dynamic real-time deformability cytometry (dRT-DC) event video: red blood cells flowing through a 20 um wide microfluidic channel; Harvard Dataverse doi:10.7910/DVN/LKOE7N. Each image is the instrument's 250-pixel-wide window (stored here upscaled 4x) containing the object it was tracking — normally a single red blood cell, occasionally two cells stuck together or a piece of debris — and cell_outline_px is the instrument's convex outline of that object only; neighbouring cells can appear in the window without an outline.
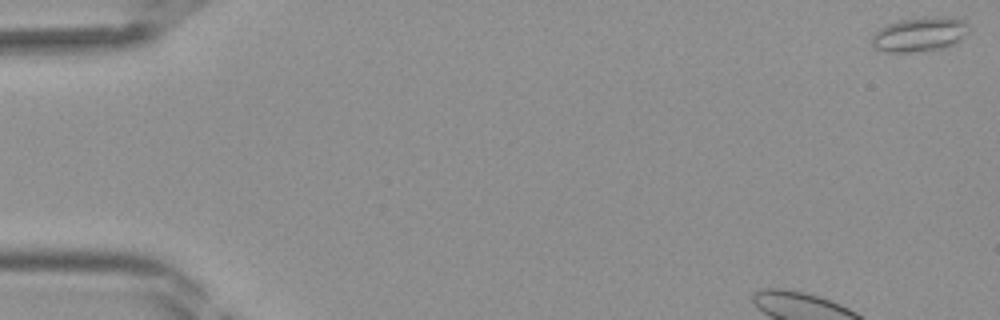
{"species": "Egyptian fruit bat (a non-hibernating species)", "species_latin": "Rousettus aegyptiacus", "temperature_condition": "room temperature", "stored_images_in_passage": 41, "camera_frame_rate_fps": 3000, "um_per_image_px": 0.085, "frame": {"image": 1, "passage_image": 1, "time_ms": 0.0, "image_size_px": [1000, 320], "cell_outline_px": [[968, 24], [960, 36], [952, 44], [940, 48], [912, 52], [884, 52], [872, 48], [872, 36], [884, 24], [900, 20], [936, 16], [948, 16], [964, 20]], "centroid_in_image_um": [78.05, 2.91], "position_along_channel_um": 6.9, "area_um2": 19.07}}
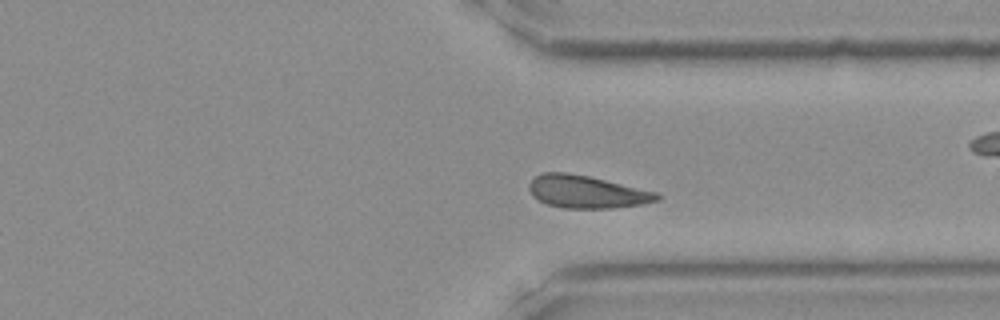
{"frame": {"image": 2, "passage_image": 30, "time_ms": 9.667, "image_size_px": [1000, 320], "cell_outline_px": [[664, 196], [660, 200], [644, 204], [612, 208], [564, 208], [548, 204], [532, 196], [528, 188], [528, 184], [540, 172], [568, 172], [588, 176], [656, 192]], "centroid_in_image_um": [49.88, 16.3], "position_along_channel_um": 361.5, "area_um2": 24.33}}
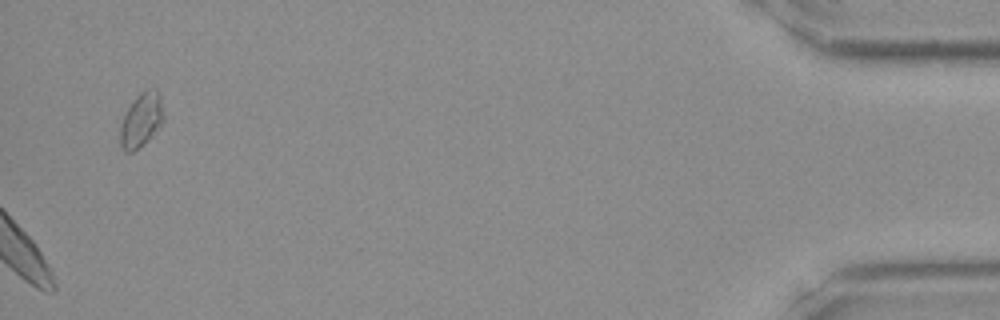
{"frame": {"image": 3, "passage_image": 41, "time_ms": 13.333, "image_size_px": [1000, 320], "cell_outline_px": [[164, 120], [148, 140], [140, 148], [132, 152], [124, 152], [120, 144], [120, 124], [124, 112], [136, 96], [144, 88], [156, 88], [160, 92], [164, 116]], "centroid_in_image_um": [12.0, 10.17], "position_along_channel_um": 423.2, "area_um2": 14.1}}